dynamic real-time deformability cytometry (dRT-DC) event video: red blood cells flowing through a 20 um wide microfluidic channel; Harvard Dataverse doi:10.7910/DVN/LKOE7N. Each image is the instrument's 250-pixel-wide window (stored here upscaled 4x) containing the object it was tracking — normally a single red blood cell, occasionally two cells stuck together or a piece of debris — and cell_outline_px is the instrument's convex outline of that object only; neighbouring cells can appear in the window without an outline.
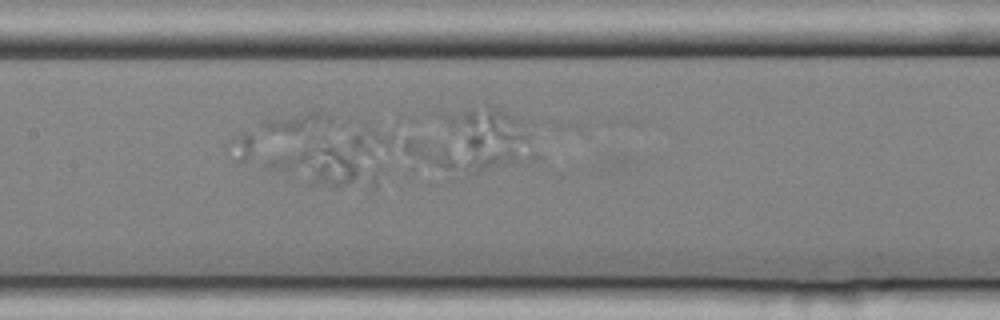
{"species": "common noctule bat (a hibernating species)", "species_latin": "Nyctalus noctula", "temperature_condition": "cold", "stored_images_in_passage": 14, "camera_frame_rate_fps": 3000, "um_per_image_px": 0.085, "animal": {"sex": "female", "body_mass_g": 25.1}, "frame": {"image": 1, "passage_image": 12, "time_ms": 3.667, "image_size_px": [1000, 320], "cell_outline_px": [[336, 120], [328, 124], [244, 160], [232, 160], [232, 140], [240, 132], [260, 120], [308, 112], [324, 112], [332, 116]], "centroid_in_image_um": [23.45, 11.29], "position_along_channel_um": 183.9, "area_um2": 17.86}}